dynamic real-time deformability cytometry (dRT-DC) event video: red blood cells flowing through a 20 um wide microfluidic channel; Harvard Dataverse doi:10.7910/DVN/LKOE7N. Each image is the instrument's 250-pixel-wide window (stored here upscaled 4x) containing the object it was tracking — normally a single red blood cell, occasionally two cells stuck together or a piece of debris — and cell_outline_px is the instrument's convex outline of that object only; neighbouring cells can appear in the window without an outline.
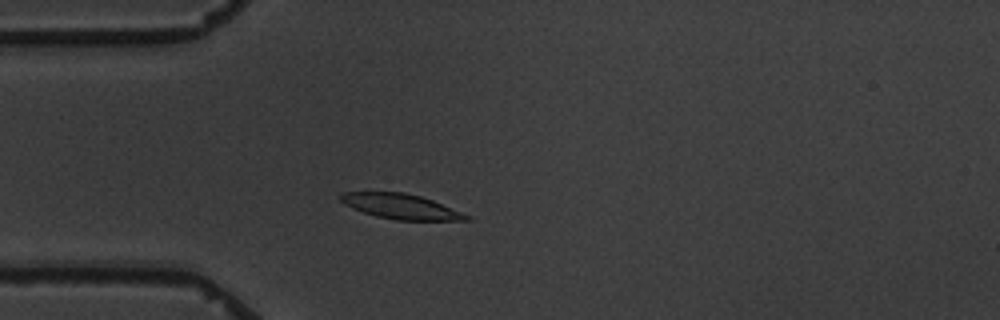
{"species": "common noctule bat (a hibernating species)", "species_latin": "Nyctalus noctula", "temperature_condition": "warm", "stored_images_in_passage": 4, "camera_frame_rate_fps": 3000, "um_per_image_px": 0.085, "animal": {"sex": "male", "body_mass_g": 19.5, "forearm_length_mm": 54.6}, "frame": {"image": 1, "passage_image": 4, "time_ms": 3.333, "image_size_px": [1000, 320], "cell_outline_px": [[472, 220], [396, 220], [376, 216], [352, 208], [344, 204], [336, 196], [340, 192], [404, 192], [420, 196], [432, 200], [472, 216]], "centroid_in_image_um": [34.05, 17.54], "position_along_channel_um": 51.0, "area_um2": 18.44}}